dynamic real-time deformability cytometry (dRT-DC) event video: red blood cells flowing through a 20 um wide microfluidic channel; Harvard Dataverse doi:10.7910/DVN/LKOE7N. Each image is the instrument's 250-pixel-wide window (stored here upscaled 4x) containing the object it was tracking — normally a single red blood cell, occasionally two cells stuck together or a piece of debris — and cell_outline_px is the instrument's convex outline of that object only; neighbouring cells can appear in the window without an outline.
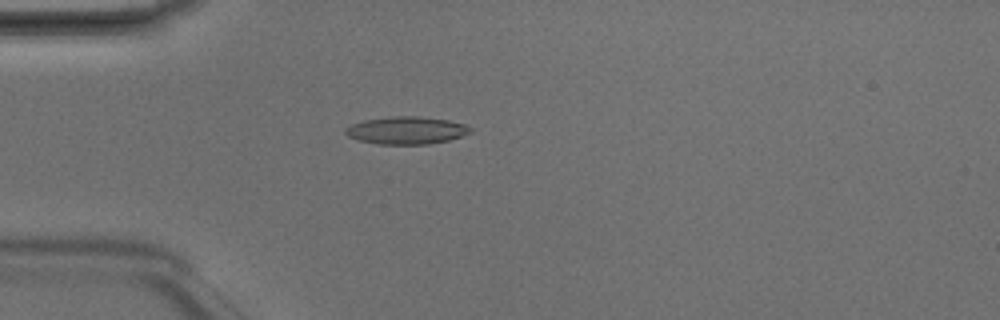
{"species": "Egyptian fruit bat (a non-hibernating species)", "species_latin": "Rousettus aegyptiacus", "temperature_condition": "room temperature", "stored_images_in_passage": 4, "camera_frame_rate_fps": 3000, "um_per_image_px": 0.085, "animal": {"sex": "male"}, "frame": {"image": 1, "passage_image": 4, "time_ms": 1.0, "image_size_px": [1000, 320], "cell_outline_px": [[472, 132], [448, 140], [428, 144], [376, 144], [360, 140], [348, 136], [344, 132], [344, 128], [352, 124], [364, 120], [392, 116], [416, 116], [448, 120], [464, 124], [472, 128]], "centroid_in_image_um": [34.53, 11.08], "position_along_channel_um": 50.5, "area_um2": 19.94}}